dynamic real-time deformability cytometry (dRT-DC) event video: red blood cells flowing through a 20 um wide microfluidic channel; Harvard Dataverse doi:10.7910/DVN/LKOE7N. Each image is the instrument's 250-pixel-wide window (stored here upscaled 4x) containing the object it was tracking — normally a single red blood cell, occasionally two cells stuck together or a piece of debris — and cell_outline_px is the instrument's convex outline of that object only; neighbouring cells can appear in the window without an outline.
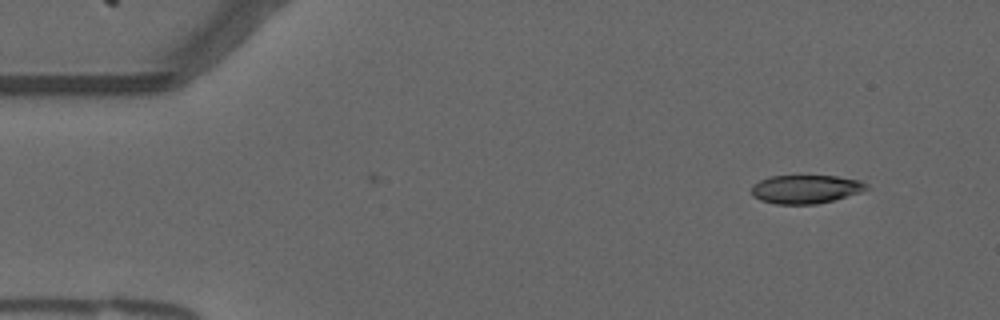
{"species": "common noctule bat (a hibernating species)", "species_latin": "Nyctalus noctula", "temperature_condition": "warm", "stored_images_in_passage": 4, "camera_frame_rate_fps": 3000, "um_per_image_px": 0.085, "animal": {"sex": "male", "forearm_length_mm": 52.5}, "frame": {"image": 1, "passage_image": 1, "time_ms": 0.0, "image_size_px": [1000, 320], "cell_outline_px": [[868, 188], [860, 192], [832, 200], [816, 204], [776, 204], [760, 200], [752, 196], [752, 184], [768, 176], [836, 176], [860, 180], [868, 184]], "centroid_in_image_um": [68.45, 16.07], "position_along_channel_um": 16.5, "area_um2": 19.07}}